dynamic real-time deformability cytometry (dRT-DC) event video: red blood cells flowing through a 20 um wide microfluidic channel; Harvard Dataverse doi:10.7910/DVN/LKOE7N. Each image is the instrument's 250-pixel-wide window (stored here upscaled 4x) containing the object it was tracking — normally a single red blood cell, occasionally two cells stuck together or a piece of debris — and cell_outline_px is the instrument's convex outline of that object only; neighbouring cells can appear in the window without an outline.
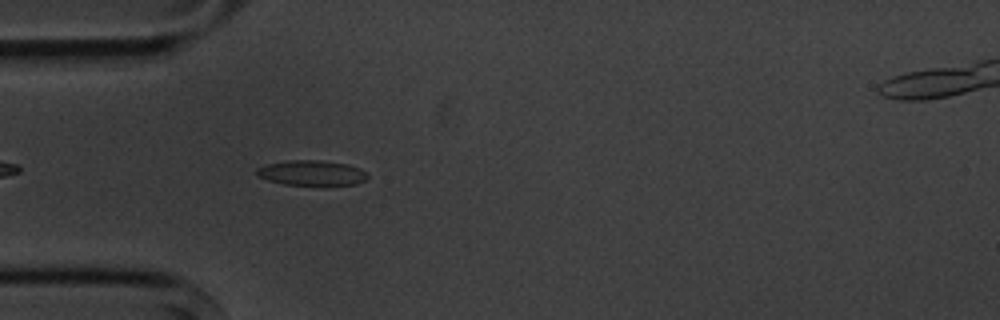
{"species": "common noctule bat (a hibernating species)", "species_latin": "Nyctalus noctula", "temperature_condition": "cold", "stored_images_in_passage": 4, "camera_frame_rate_fps": 3000, "um_per_image_px": 0.085, "animal": {"sex": "male", "body_mass_g": 20.1, "forearm_length_mm": 53.5}, "frame": {"image": 1, "passage_image": 4, "time_ms": 4.333, "image_size_px": [1000, 320], "cell_outline_px": [[368, 176], [364, 180], [356, 184], [284, 184], [268, 180], [256, 176], [256, 168], [264, 164], [288, 160], [320, 160], [348, 164], [360, 168], [368, 172]], "centroid_in_image_um": [26.46, 14.67], "position_along_channel_um": 58.5, "area_um2": 16.18}}